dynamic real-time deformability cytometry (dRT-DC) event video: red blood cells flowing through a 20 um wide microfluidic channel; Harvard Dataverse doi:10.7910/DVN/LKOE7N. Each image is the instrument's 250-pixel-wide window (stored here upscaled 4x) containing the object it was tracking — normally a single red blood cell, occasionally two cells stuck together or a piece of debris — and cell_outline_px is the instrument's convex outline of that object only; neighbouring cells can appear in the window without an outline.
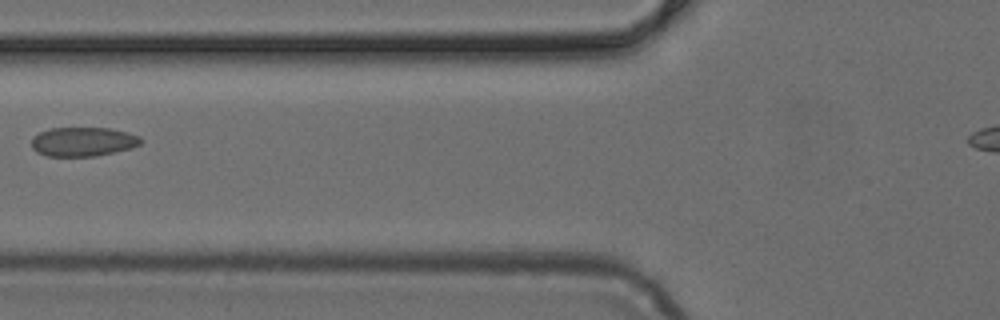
{"species": "common noctule bat (a hibernating species)", "species_latin": "Nyctalus noctula", "temperature_condition": "cold", "stored_images_in_passage": 4, "camera_frame_rate_fps": 3000, "um_per_image_px": 0.085, "animal": {"sex": "female", "body_mass_g": 24.6, "forearm_length_mm": 56.2}, "frame": {"image": 1, "passage_image": 3, "time_ms": 0.667, "image_size_px": [1000, 320], "cell_outline_px": [[144, 140], [140, 144], [132, 148], [96, 156], [48, 156], [36, 152], [32, 148], [32, 136], [40, 132], [52, 128], [108, 128], [140, 136]], "centroid_in_image_um": [7.05, 12.05], "position_along_channel_um": 118.7, "area_um2": 18.55}}
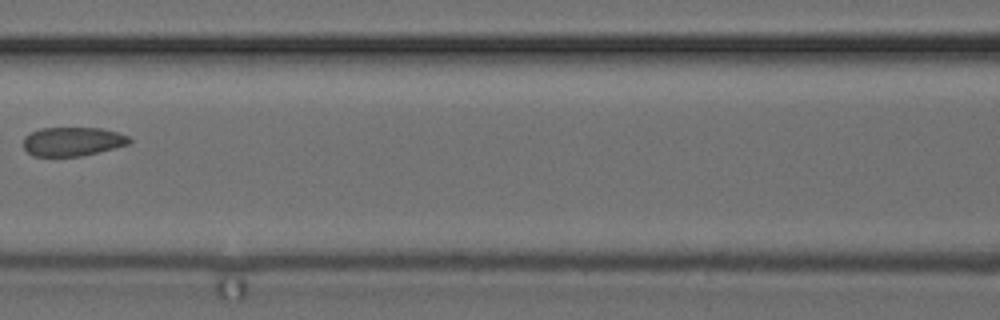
{"frame": {"image": 2, "passage_image": 4, "time_ms": 1.0, "image_size_px": [1000, 320], "cell_outline_px": [[132, 140], [128, 144], [80, 156], [32, 156], [24, 148], [24, 136], [40, 128], [100, 128], [116, 132], [128, 136]], "centroid_in_image_um": [6.13, 12.02], "position_along_channel_um": 160.5, "area_um2": 17.63}}